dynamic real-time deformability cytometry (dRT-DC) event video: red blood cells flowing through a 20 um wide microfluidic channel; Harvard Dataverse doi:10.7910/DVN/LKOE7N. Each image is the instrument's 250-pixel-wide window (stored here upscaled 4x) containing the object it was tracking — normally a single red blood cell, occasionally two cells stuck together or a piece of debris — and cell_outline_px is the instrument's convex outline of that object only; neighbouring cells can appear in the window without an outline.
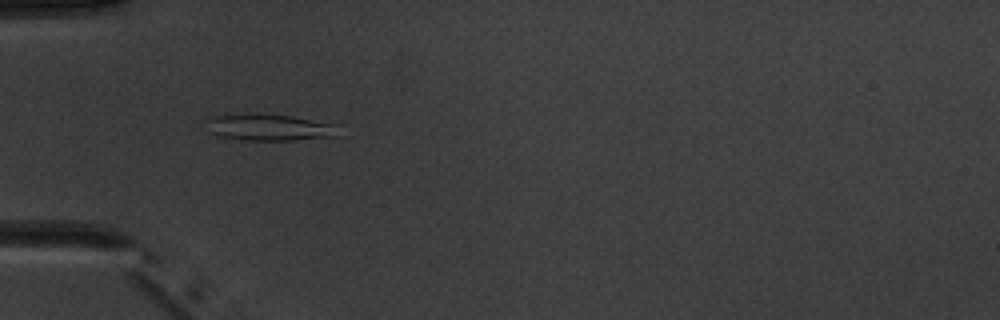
{"species": "common noctule bat (a hibernating species)", "species_latin": "Nyctalus noctula", "temperature_condition": "warm", "stored_images_in_passage": 5, "camera_frame_rate_fps": 3000, "um_per_image_px": 0.085, "animal": {"sex": "male", "body_mass_g": 20.1, "forearm_length_mm": 53.5}, "frame": {"image": 1, "passage_image": 4, "time_ms": 4.667, "image_size_px": [1000, 320], "cell_outline_px": [[340, 136], [292, 140], [248, 140], [216, 136], [212, 132], [208, 120], [208, 116], [224, 112], [292, 116], [340, 124]], "centroid_in_image_um": [22.94, 10.8], "position_along_channel_um": 62.1, "area_um2": 20.98}}